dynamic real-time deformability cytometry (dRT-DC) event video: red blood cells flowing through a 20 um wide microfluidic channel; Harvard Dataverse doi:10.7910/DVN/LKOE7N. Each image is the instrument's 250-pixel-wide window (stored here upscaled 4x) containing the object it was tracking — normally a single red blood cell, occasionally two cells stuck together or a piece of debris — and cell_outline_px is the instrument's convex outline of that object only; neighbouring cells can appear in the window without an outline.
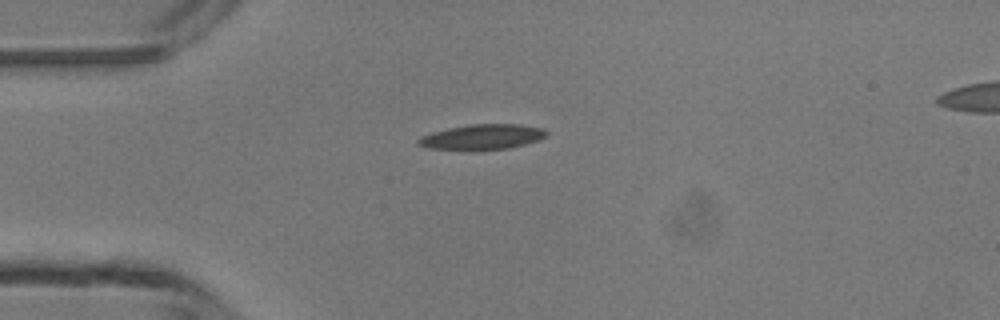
{"species": "common noctule bat (a hibernating species)", "species_latin": "Nyctalus noctula", "temperature_condition": "room temperature", "stored_images_in_passage": 2, "segment_of_instrument_passage": [1, 2], "camera_frame_rate_fps": 3000, "um_per_image_px": 0.085, "animal": {"sex": "male", "body_mass_g": 13.3}, "frame": {"image": 1, "passage_image": 1, "time_ms": 0.0, "image_size_px": [1000, 320], "cell_outline_px": [[548, 136], [524, 144], [508, 148], [428, 148], [416, 144], [416, 140], [420, 136], [432, 132], [448, 128], [472, 124], [520, 124], [544, 128], [548, 132]], "centroid_in_image_um": [41.01, 11.6], "position_along_channel_um": 44.0, "area_um2": 18.26}}